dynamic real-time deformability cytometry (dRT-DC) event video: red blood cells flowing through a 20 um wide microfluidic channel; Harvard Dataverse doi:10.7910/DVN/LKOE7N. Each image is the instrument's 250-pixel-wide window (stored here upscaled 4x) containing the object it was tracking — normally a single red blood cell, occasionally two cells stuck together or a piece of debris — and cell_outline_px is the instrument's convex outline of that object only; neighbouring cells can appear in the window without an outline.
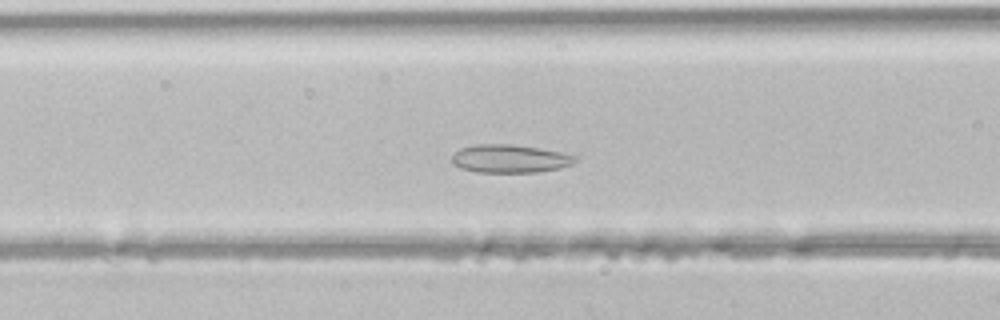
{"species": "common noctule bat (a hibernating species)", "species_latin": "Nyctalus noctula", "temperature_condition": "room temperature", "stored_images_in_passage": 46, "camera_frame_rate_fps": 3000, "um_per_image_px": 0.085, "animal": {"sex": "male", "body_mass_g": 21.5, "forearm_length_mm": 52.0}, "frame": {"image": 1, "passage_image": 17, "time_ms": 5.333, "image_size_px": [1000, 320], "cell_outline_px": [[576, 160], [572, 164], [560, 168], [536, 172], [476, 172], [460, 168], [452, 164], [452, 156], [460, 148], [476, 144], [512, 144], [560, 152], [576, 156]], "centroid_in_image_um": [43.3, 13.49], "position_along_channel_um": 123.3, "area_um2": 20.11}}
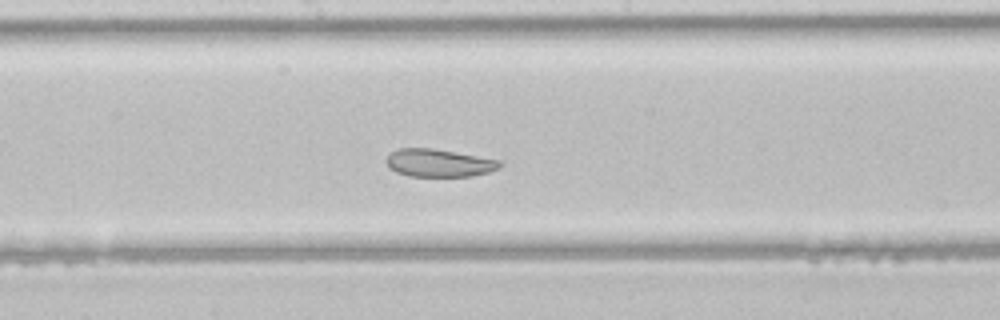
{"frame": {"image": 2, "passage_image": 23, "time_ms": 7.333, "image_size_px": [1000, 320], "cell_outline_px": [[504, 164], [500, 168], [488, 172], [472, 176], [408, 176], [396, 172], [388, 168], [384, 160], [396, 148], [432, 148], [500, 160]], "centroid_in_image_um": [37.29, 13.85], "position_along_channel_um": 210.9, "area_um2": 18.5}}
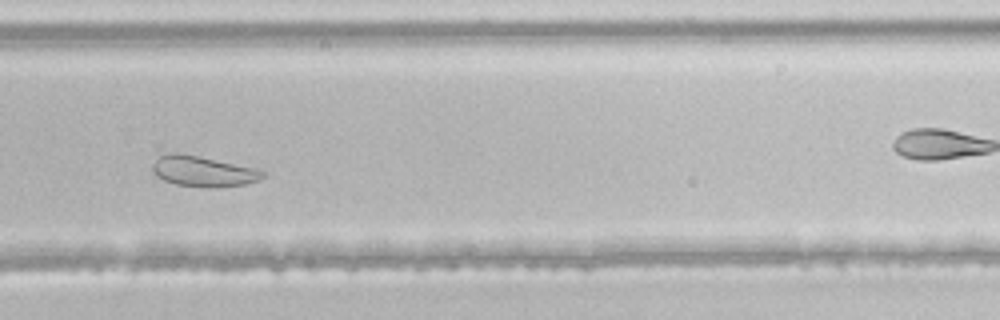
{"frame": {"image": 3, "passage_image": 30, "time_ms": 9.667, "image_size_px": [1000, 320], "cell_outline_px": [[264, 176], [260, 180], [244, 184], [212, 188], [208, 188], [176, 184], [164, 180], [152, 168], [152, 164], [160, 156], [172, 152], [176, 152], [256, 168], [264, 172]], "centroid_in_image_um": [17.29, 14.57], "position_along_channel_um": 312.5, "area_um2": 19.19}}